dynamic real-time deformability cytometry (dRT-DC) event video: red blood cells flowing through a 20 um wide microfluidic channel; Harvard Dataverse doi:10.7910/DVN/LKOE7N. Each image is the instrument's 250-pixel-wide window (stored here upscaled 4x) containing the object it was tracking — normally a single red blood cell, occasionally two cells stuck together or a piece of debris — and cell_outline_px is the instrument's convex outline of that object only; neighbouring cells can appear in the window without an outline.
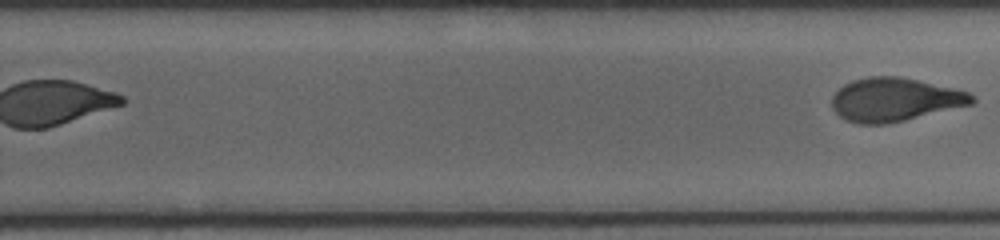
{"species": "human", "species_latin": "Homo sapiens", "temperature_condition": "cold", "stored_images_in_passage": 14, "segment_of_instrument_passage": [2, 2], "camera_frame_rate_fps": 3000, "um_per_image_px": 0.085, "donor": {"sex": "female"}, "frame": {"image": 1, "passage_image": 14, "time_ms": 7.0, "image_size_px": [1000, 240], "cell_outline_px": [[976, 100], [972, 104], [904, 120], [884, 124], [860, 124], [848, 120], [840, 116], [832, 108], [832, 96], [844, 84], [852, 80], [868, 76], [896, 76], [916, 80], [952, 88], [968, 92]], "centroid_in_image_um": [76.02, 8.46], "position_along_channel_um": 253.8, "area_um2": 34.97}}